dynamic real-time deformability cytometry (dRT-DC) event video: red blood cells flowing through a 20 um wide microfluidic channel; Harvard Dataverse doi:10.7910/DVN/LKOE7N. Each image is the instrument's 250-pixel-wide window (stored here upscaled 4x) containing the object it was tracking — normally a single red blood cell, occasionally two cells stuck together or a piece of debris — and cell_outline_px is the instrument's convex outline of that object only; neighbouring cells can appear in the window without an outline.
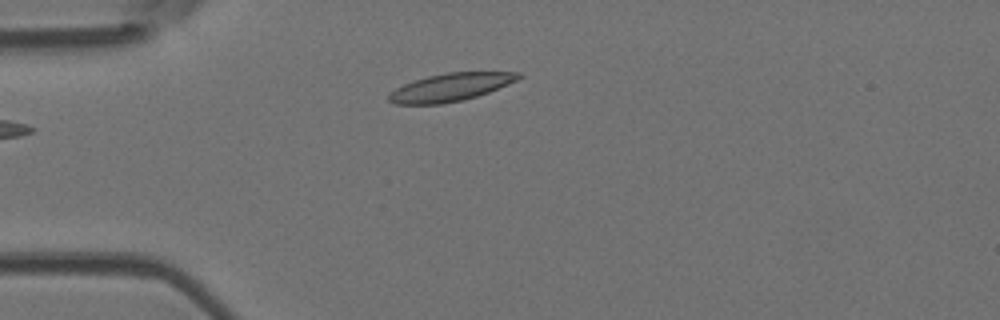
{"species": "Egyptian fruit bat (a non-hibernating species)", "species_latin": "Rousettus aegyptiacus", "temperature_condition": "room temperature", "stored_images_in_passage": 3, "camera_frame_rate_fps": 3000, "um_per_image_px": 0.085, "animal": {"sex": "female"}, "frame": {"image": 1, "passage_image": 3, "time_ms": 2.333, "image_size_px": [1000, 320], "cell_outline_px": [[524, 76], [508, 84], [488, 92], [464, 100], [440, 104], [396, 104], [388, 100], [388, 92], [404, 84], [428, 76], [448, 72], [520, 72]], "centroid_in_image_um": [38.29, 7.41], "position_along_channel_um": 46.7, "area_um2": 20.92}}